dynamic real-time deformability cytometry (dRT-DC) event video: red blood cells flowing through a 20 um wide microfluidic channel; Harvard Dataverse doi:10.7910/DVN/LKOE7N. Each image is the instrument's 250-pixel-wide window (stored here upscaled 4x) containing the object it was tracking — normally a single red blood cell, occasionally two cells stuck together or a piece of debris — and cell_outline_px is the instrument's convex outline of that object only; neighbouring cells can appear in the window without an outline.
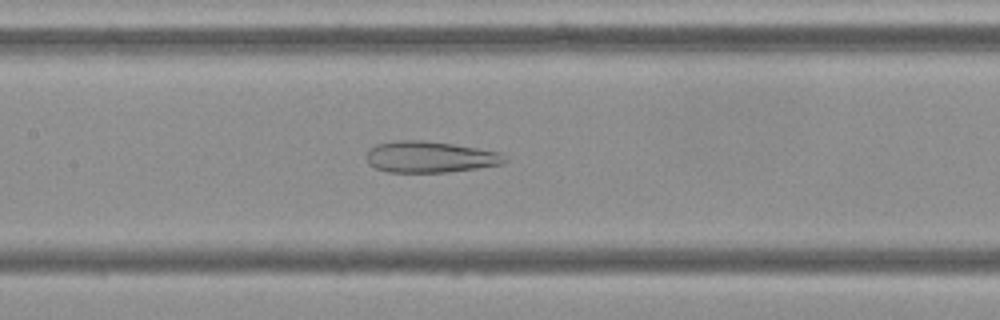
{"species": "Egyptian fruit bat (a non-hibernating species)", "species_latin": "Rousettus aegyptiacus", "temperature_condition": "cold", "stored_images_in_passage": 55, "camera_frame_rate_fps": 3000, "um_per_image_px": 0.085, "frame": {"image": 1, "passage_image": 26, "time_ms": 8.333, "image_size_px": [1000, 320], "cell_outline_px": [[508, 160], [500, 164], [476, 168], [448, 172], [388, 172], [376, 168], [368, 164], [364, 156], [376, 144], [396, 140], [424, 140], [452, 144], [500, 152]], "centroid_in_image_um": [36.5, 13.34], "position_along_channel_um": 170.9, "area_um2": 25.14}}
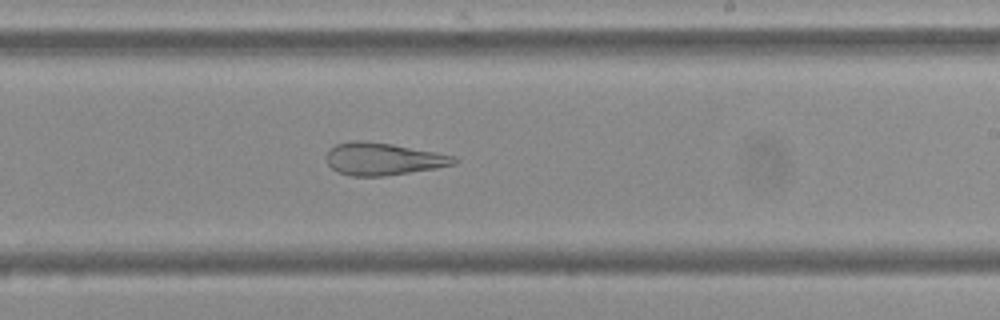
{"frame": {"image": 2, "passage_image": 33, "time_ms": 10.667, "image_size_px": [1000, 320], "cell_outline_px": [[460, 160], [456, 164], [436, 168], [384, 176], [352, 176], [336, 172], [328, 164], [324, 156], [336, 144], [352, 140], [360, 140], [392, 144], [436, 152], [456, 156]], "centroid_in_image_um": [32.57, 13.51], "position_along_channel_um": 256.4, "area_um2": 24.22}}
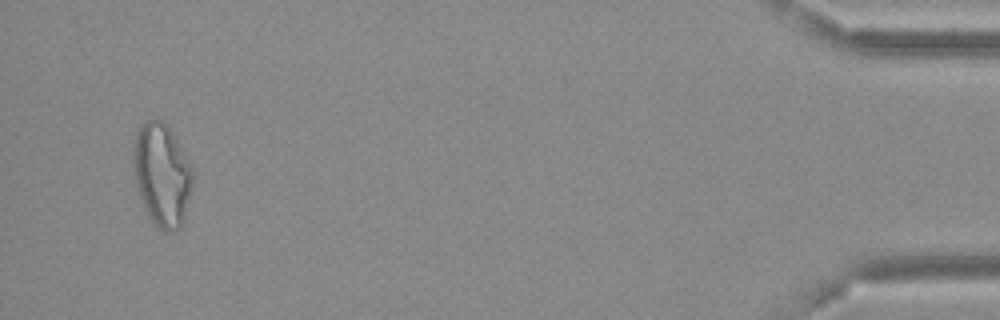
{"frame": {"image": 3, "passage_image": 53, "time_ms": 17.333, "image_size_px": [1000, 320], "cell_outline_px": [[196, 176], [184, 216], [180, 228], [172, 232], [164, 232], [148, 216], [140, 200], [136, 188], [132, 160], [132, 152], [136, 132], [140, 124], [144, 120], [160, 120], [172, 132], [184, 152]], "centroid_in_image_um": [13.75, 14.86], "position_along_channel_um": 421.4, "area_um2": 36.01}}